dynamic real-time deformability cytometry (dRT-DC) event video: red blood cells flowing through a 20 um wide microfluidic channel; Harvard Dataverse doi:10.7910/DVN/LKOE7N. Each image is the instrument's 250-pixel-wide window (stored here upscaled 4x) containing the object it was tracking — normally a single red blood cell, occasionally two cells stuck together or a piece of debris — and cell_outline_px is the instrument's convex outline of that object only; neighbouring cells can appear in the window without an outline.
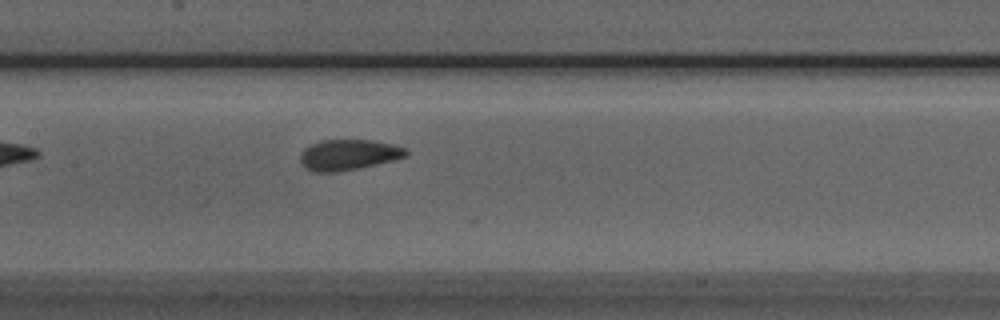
{"species": "Egyptian fruit bat (a non-hibernating species)", "species_latin": "Rousettus aegyptiacus", "temperature_condition": "room temperature", "stored_images_in_passage": 25, "camera_frame_rate_fps": 3000, "um_per_image_px": 0.085, "animal": {"sex": "male"}, "frame": {"image": 1, "passage_image": 24, "time_ms": 7.667, "image_size_px": [1000, 320], "cell_outline_px": [[408, 156], [396, 160], [336, 172], [312, 172], [304, 168], [300, 164], [300, 152], [304, 148], [312, 144], [324, 140], [372, 140], [392, 144], [404, 148], [408, 152]], "centroid_in_image_um": [29.59, 13.16], "position_along_channel_um": 177.8, "area_um2": 18.96}}